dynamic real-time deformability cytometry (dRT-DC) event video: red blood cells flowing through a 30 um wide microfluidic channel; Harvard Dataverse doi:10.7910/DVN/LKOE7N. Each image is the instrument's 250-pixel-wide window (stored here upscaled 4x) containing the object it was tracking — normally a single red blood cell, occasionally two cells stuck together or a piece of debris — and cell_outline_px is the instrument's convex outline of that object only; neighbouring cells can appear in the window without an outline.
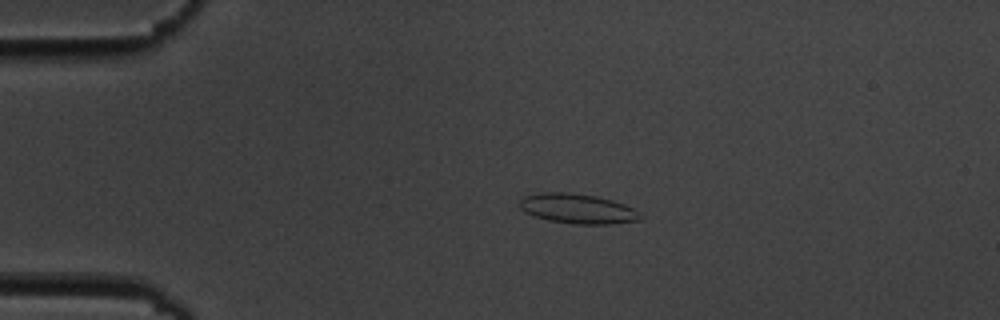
{"species": "common noctule bat (a hibernating species)", "species_latin": "Nyctalus noctula", "temperature_condition": "cold", "stored_images_in_passage": 6, "camera_frame_rate_fps": 3000, "um_per_image_px": 0.085, "animal": {"sex": "male", "body_mass_g": 19.5, "forearm_length_mm": 54.6}, "frame": {"image": 1, "passage_image": 2, "time_ms": 2.0, "image_size_px": [1000, 320], "cell_outline_px": [[644, 220], [612, 224], [576, 224], [548, 220], [524, 212], [520, 208], [520, 200], [524, 196], [540, 192], [568, 192], [596, 196], [612, 200], [624, 204], [632, 208], [644, 216]], "centroid_in_image_um": [49.13, 17.74], "position_along_channel_um": 35.9, "area_um2": 21.1}}
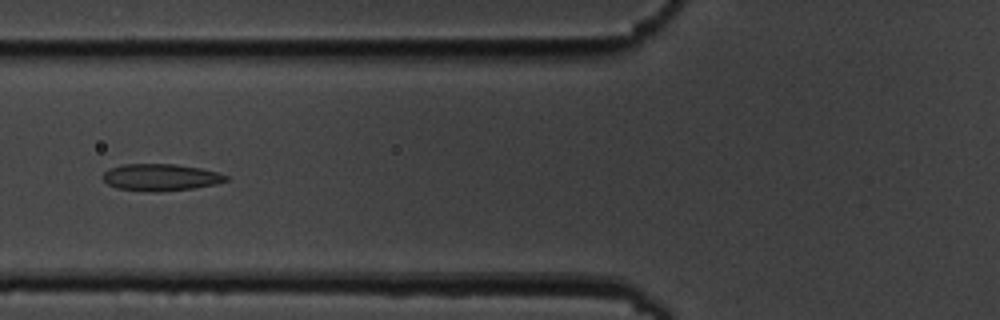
{"frame": {"image": 2, "passage_image": 5, "time_ms": 5.333, "image_size_px": [1000, 320], "cell_outline_px": [[228, 180], [216, 184], [192, 188], [156, 192], [148, 192], [116, 188], [108, 184], [100, 176], [108, 168], [124, 164], [176, 164], [200, 168], [216, 172], [228, 176]], "centroid_in_image_um": [13.61, 15.07], "position_along_channel_um": 112.2, "area_um2": 19.36}}
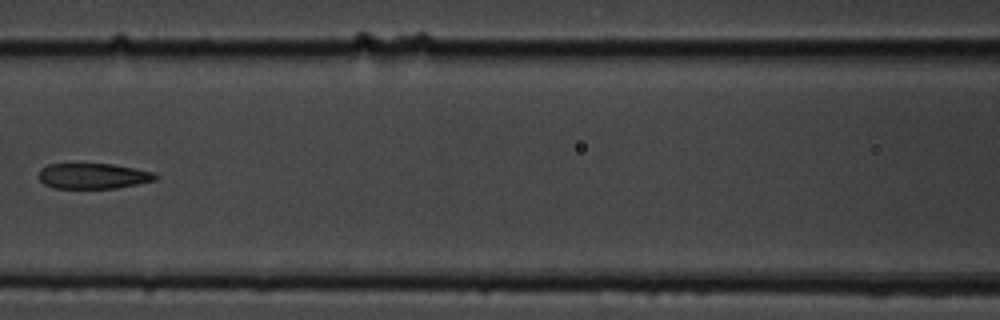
{"frame": {"image": 3, "passage_image": 6, "time_ms": 6.667, "image_size_px": [1000, 320], "cell_outline_px": [[160, 176], [156, 180], [116, 188], [56, 188], [44, 184], [36, 176], [40, 168], [48, 164], [112, 164], [136, 168], [152, 172]], "centroid_in_image_um": [7.89, 14.95], "position_along_channel_um": 158.7, "area_um2": 17.46}}